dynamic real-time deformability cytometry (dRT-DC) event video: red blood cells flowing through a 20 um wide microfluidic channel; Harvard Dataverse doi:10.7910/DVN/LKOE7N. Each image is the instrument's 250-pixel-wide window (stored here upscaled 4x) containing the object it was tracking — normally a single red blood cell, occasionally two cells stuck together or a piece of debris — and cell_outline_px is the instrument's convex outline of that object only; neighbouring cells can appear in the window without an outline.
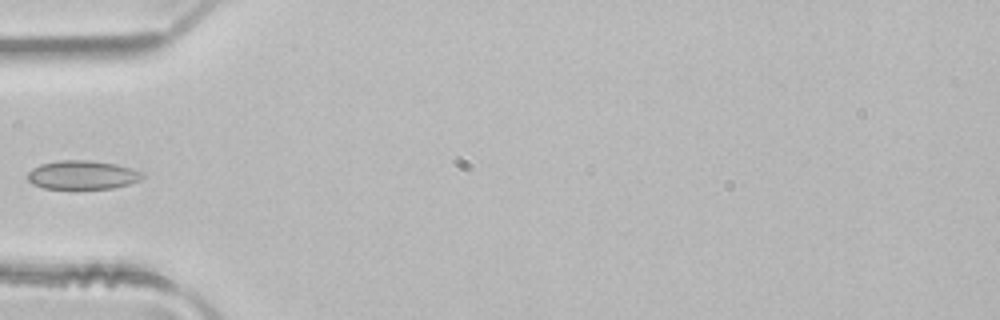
{"species": "common noctule bat (a hibernating species)", "species_latin": "Nyctalus noctula", "temperature_condition": "room temperature", "stored_images_in_passage": 4, "camera_frame_rate_fps": 3000, "um_per_image_px": 0.085, "animal": {"sex": "male", "body_mass_g": 21.5, "forearm_length_mm": 52.0}, "frame": {"image": 1, "passage_image": 4, "time_ms": 1.0, "image_size_px": [1000, 320], "cell_outline_px": [[144, 176], [140, 180], [128, 184], [112, 188], [76, 192], [44, 188], [32, 184], [28, 180], [28, 172], [32, 168], [40, 164], [60, 160], [88, 160], [116, 164], [132, 168], [144, 172]], "centroid_in_image_um": [6.99, 14.92], "position_along_channel_um": 78.0, "area_um2": 20.17}}